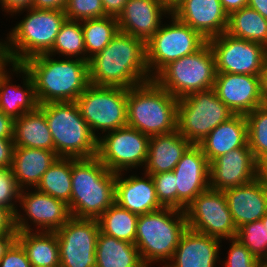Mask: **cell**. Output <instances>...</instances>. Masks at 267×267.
Returning a JSON list of instances; mask_svg holds the SVG:
<instances>
[{
  "mask_svg": "<svg viewBox=\"0 0 267 267\" xmlns=\"http://www.w3.org/2000/svg\"><path fill=\"white\" fill-rule=\"evenodd\" d=\"M149 140L150 136L127 125L98 138L96 157L114 173L145 166Z\"/></svg>",
  "mask_w": 267,
  "mask_h": 267,
  "instance_id": "obj_12",
  "label": "cell"
},
{
  "mask_svg": "<svg viewBox=\"0 0 267 267\" xmlns=\"http://www.w3.org/2000/svg\"><path fill=\"white\" fill-rule=\"evenodd\" d=\"M90 84L129 89L151 81L146 43L119 31L110 43L88 60Z\"/></svg>",
  "mask_w": 267,
  "mask_h": 267,
  "instance_id": "obj_1",
  "label": "cell"
},
{
  "mask_svg": "<svg viewBox=\"0 0 267 267\" xmlns=\"http://www.w3.org/2000/svg\"><path fill=\"white\" fill-rule=\"evenodd\" d=\"M198 145L208 163L234 149L249 147L246 115H234L219 124Z\"/></svg>",
  "mask_w": 267,
  "mask_h": 267,
  "instance_id": "obj_26",
  "label": "cell"
},
{
  "mask_svg": "<svg viewBox=\"0 0 267 267\" xmlns=\"http://www.w3.org/2000/svg\"><path fill=\"white\" fill-rule=\"evenodd\" d=\"M233 222L238 229L261 220L267 213V187L258 179L223 191Z\"/></svg>",
  "mask_w": 267,
  "mask_h": 267,
  "instance_id": "obj_23",
  "label": "cell"
},
{
  "mask_svg": "<svg viewBox=\"0 0 267 267\" xmlns=\"http://www.w3.org/2000/svg\"><path fill=\"white\" fill-rule=\"evenodd\" d=\"M214 90L235 115H247L263 105L260 97V76L216 73Z\"/></svg>",
  "mask_w": 267,
  "mask_h": 267,
  "instance_id": "obj_19",
  "label": "cell"
},
{
  "mask_svg": "<svg viewBox=\"0 0 267 267\" xmlns=\"http://www.w3.org/2000/svg\"><path fill=\"white\" fill-rule=\"evenodd\" d=\"M81 25L87 61L105 48L119 32L118 20L111 16L83 20Z\"/></svg>",
  "mask_w": 267,
  "mask_h": 267,
  "instance_id": "obj_35",
  "label": "cell"
},
{
  "mask_svg": "<svg viewBox=\"0 0 267 267\" xmlns=\"http://www.w3.org/2000/svg\"><path fill=\"white\" fill-rule=\"evenodd\" d=\"M36 189L69 205L72 191L71 158L59 157L55 160L42 176Z\"/></svg>",
  "mask_w": 267,
  "mask_h": 267,
  "instance_id": "obj_34",
  "label": "cell"
},
{
  "mask_svg": "<svg viewBox=\"0 0 267 267\" xmlns=\"http://www.w3.org/2000/svg\"><path fill=\"white\" fill-rule=\"evenodd\" d=\"M122 172L116 173L115 202L137 215L147 214L162 208L158 202L151 175H131L123 179Z\"/></svg>",
  "mask_w": 267,
  "mask_h": 267,
  "instance_id": "obj_24",
  "label": "cell"
},
{
  "mask_svg": "<svg viewBox=\"0 0 267 267\" xmlns=\"http://www.w3.org/2000/svg\"><path fill=\"white\" fill-rule=\"evenodd\" d=\"M115 180L97 157L71 158V217L98 219L115 202Z\"/></svg>",
  "mask_w": 267,
  "mask_h": 267,
  "instance_id": "obj_3",
  "label": "cell"
},
{
  "mask_svg": "<svg viewBox=\"0 0 267 267\" xmlns=\"http://www.w3.org/2000/svg\"><path fill=\"white\" fill-rule=\"evenodd\" d=\"M247 6L258 11L267 19V0H249Z\"/></svg>",
  "mask_w": 267,
  "mask_h": 267,
  "instance_id": "obj_54",
  "label": "cell"
},
{
  "mask_svg": "<svg viewBox=\"0 0 267 267\" xmlns=\"http://www.w3.org/2000/svg\"><path fill=\"white\" fill-rule=\"evenodd\" d=\"M11 64L7 54V44L0 41V73Z\"/></svg>",
  "mask_w": 267,
  "mask_h": 267,
  "instance_id": "obj_55",
  "label": "cell"
},
{
  "mask_svg": "<svg viewBox=\"0 0 267 267\" xmlns=\"http://www.w3.org/2000/svg\"><path fill=\"white\" fill-rule=\"evenodd\" d=\"M14 120L0 110V138L13 139Z\"/></svg>",
  "mask_w": 267,
  "mask_h": 267,
  "instance_id": "obj_49",
  "label": "cell"
},
{
  "mask_svg": "<svg viewBox=\"0 0 267 267\" xmlns=\"http://www.w3.org/2000/svg\"><path fill=\"white\" fill-rule=\"evenodd\" d=\"M68 58L86 60V48L81 21L65 20L56 36L52 50L48 53Z\"/></svg>",
  "mask_w": 267,
  "mask_h": 267,
  "instance_id": "obj_36",
  "label": "cell"
},
{
  "mask_svg": "<svg viewBox=\"0 0 267 267\" xmlns=\"http://www.w3.org/2000/svg\"><path fill=\"white\" fill-rule=\"evenodd\" d=\"M65 15L74 21L106 17L101 0H68Z\"/></svg>",
  "mask_w": 267,
  "mask_h": 267,
  "instance_id": "obj_39",
  "label": "cell"
},
{
  "mask_svg": "<svg viewBox=\"0 0 267 267\" xmlns=\"http://www.w3.org/2000/svg\"><path fill=\"white\" fill-rule=\"evenodd\" d=\"M249 0H220L224 11L230 15L236 10H240L248 5Z\"/></svg>",
  "mask_w": 267,
  "mask_h": 267,
  "instance_id": "obj_50",
  "label": "cell"
},
{
  "mask_svg": "<svg viewBox=\"0 0 267 267\" xmlns=\"http://www.w3.org/2000/svg\"><path fill=\"white\" fill-rule=\"evenodd\" d=\"M13 142L15 147L54 151L46 116L39 108L14 120Z\"/></svg>",
  "mask_w": 267,
  "mask_h": 267,
  "instance_id": "obj_29",
  "label": "cell"
},
{
  "mask_svg": "<svg viewBox=\"0 0 267 267\" xmlns=\"http://www.w3.org/2000/svg\"><path fill=\"white\" fill-rule=\"evenodd\" d=\"M9 32L6 39L7 54L11 63L22 64L34 56L48 54L53 47L61 25L66 20L65 11L29 9Z\"/></svg>",
  "mask_w": 267,
  "mask_h": 267,
  "instance_id": "obj_7",
  "label": "cell"
},
{
  "mask_svg": "<svg viewBox=\"0 0 267 267\" xmlns=\"http://www.w3.org/2000/svg\"><path fill=\"white\" fill-rule=\"evenodd\" d=\"M177 188V209L184 211L193 199L209 187V163L198 144H191L173 169Z\"/></svg>",
  "mask_w": 267,
  "mask_h": 267,
  "instance_id": "obj_17",
  "label": "cell"
},
{
  "mask_svg": "<svg viewBox=\"0 0 267 267\" xmlns=\"http://www.w3.org/2000/svg\"><path fill=\"white\" fill-rule=\"evenodd\" d=\"M2 11L9 14L21 13L22 11L32 9L33 0H0Z\"/></svg>",
  "mask_w": 267,
  "mask_h": 267,
  "instance_id": "obj_46",
  "label": "cell"
},
{
  "mask_svg": "<svg viewBox=\"0 0 267 267\" xmlns=\"http://www.w3.org/2000/svg\"><path fill=\"white\" fill-rule=\"evenodd\" d=\"M246 118L248 146L258 162L267 156V105L257 107Z\"/></svg>",
  "mask_w": 267,
  "mask_h": 267,
  "instance_id": "obj_37",
  "label": "cell"
},
{
  "mask_svg": "<svg viewBox=\"0 0 267 267\" xmlns=\"http://www.w3.org/2000/svg\"><path fill=\"white\" fill-rule=\"evenodd\" d=\"M26 190L29 189H21L19 198V207L24 210L25 216L18 212L15 214L17 232L34 231L27 220L37 226L36 231L56 232L71 218L68 205L62 200L42 193L36 188L30 193Z\"/></svg>",
  "mask_w": 267,
  "mask_h": 267,
  "instance_id": "obj_16",
  "label": "cell"
},
{
  "mask_svg": "<svg viewBox=\"0 0 267 267\" xmlns=\"http://www.w3.org/2000/svg\"><path fill=\"white\" fill-rule=\"evenodd\" d=\"M17 241L32 267H60L59 245L55 232H17Z\"/></svg>",
  "mask_w": 267,
  "mask_h": 267,
  "instance_id": "obj_30",
  "label": "cell"
},
{
  "mask_svg": "<svg viewBox=\"0 0 267 267\" xmlns=\"http://www.w3.org/2000/svg\"><path fill=\"white\" fill-rule=\"evenodd\" d=\"M257 267H267V261L261 262Z\"/></svg>",
  "mask_w": 267,
  "mask_h": 267,
  "instance_id": "obj_58",
  "label": "cell"
},
{
  "mask_svg": "<svg viewBox=\"0 0 267 267\" xmlns=\"http://www.w3.org/2000/svg\"><path fill=\"white\" fill-rule=\"evenodd\" d=\"M0 267H32L27 254L16 240L0 260Z\"/></svg>",
  "mask_w": 267,
  "mask_h": 267,
  "instance_id": "obj_43",
  "label": "cell"
},
{
  "mask_svg": "<svg viewBox=\"0 0 267 267\" xmlns=\"http://www.w3.org/2000/svg\"><path fill=\"white\" fill-rule=\"evenodd\" d=\"M214 56L216 73L260 76L266 63V47L222 33L208 40Z\"/></svg>",
  "mask_w": 267,
  "mask_h": 267,
  "instance_id": "obj_14",
  "label": "cell"
},
{
  "mask_svg": "<svg viewBox=\"0 0 267 267\" xmlns=\"http://www.w3.org/2000/svg\"><path fill=\"white\" fill-rule=\"evenodd\" d=\"M38 108L46 116L54 151L59 157H96L98 139L92 134L75 101L45 103Z\"/></svg>",
  "mask_w": 267,
  "mask_h": 267,
  "instance_id": "obj_6",
  "label": "cell"
},
{
  "mask_svg": "<svg viewBox=\"0 0 267 267\" xmlns=\"http://www.w3.org/2000/svg\"><path fill=\"white\" fill-rule=\"evenodd\" d=\"M258 162L250 147H240L209 163V187L224 191L257 178Z\"/></svg>",
  "mask_w": 267,
  "mask_h": 267,
  "instance_id": "obj_18",
  "label": "cell"
},
{
  "mask_svg": "<svg viewBox=\"0 0 267 267\" xmlns=\"http://www.w3.org/2000/svg\"><path fill=\"white\" fill-rule=\"evenodd\" d=\"M183 0H160L162 5L172 13Z\"/></svg>",
  "mask_w": 267,
  "mask_h": 267,
  "instance_id": "obj_56",
  "label": "cell"
},
{
  "mask_svg": "<svg viewBox=\"0 0 267 267\" xmlns=\"http://www.w3.org/2000/svg\"><path fill=\"white\" fill-rule=\"evenodd\" d=\"M171 14L207 41L225 33L228 28L229 15L220 0H183Z\"/></svg>",
  "mask_w": 267,
  "mask_h": 267,
  "instance_id": "obj_20",
  "label": "cell"
},
{
  "mask_svg": "<svg viewBox=\"0 0 267 267\" xmlns=\"http://www.w3.org/2000/svg\"><path fill=\"white\" fill-rule=\"evenodd\" d=\"M128 89L90 84L75 100L80 114L98 139L96 130L111 132L127 126Z\"/></svg>",
  "mask_w": 267,
  "mask_h": 267,
  "instance_id": "obj_10",
  "label": "cell"
},
{
  "mask_svg": "<svg viewBox=\"0 0 267 267\" xmlns=\"http://www.w3.org/2000/svg\"><path fill=\"white\" fill-rule=\"evenodd\" d=\"M215 56L208 41L195 53L166 65L153 80L176 98L214 88Z\"/></svg>",
  "mask_w": 267,
  "mask_h": 267,
  "instance_id": "obj_8",
  "label": "cell"
},
{
  "mask_svg": "<svg viewBox=\"0 0 267 267\" xmlns=\"http://www.w3.org/2000/svg\"><path fill=\"white\" fill-rule=\"evenodd\" d=\"M167 14L171 13L160 0H128L117 17L119 31L146 43L162 25V15Z\"/></svg>",
  "mask_w": 267,
  "mask_h": 267,
  "instance_id": "obj_21",
  "label": "cell"
},
{
  "mask_svg": "<svg viewBox=\"0 0 267 267\" xmlns=\"http://www.w3.org/2000/svg\"><path fill=\"white\" fill-rule=\"evenodd\" d=\"M14 148L13 139L0 138V168L12 166Z\"/></svg>",
  "mask_w": 267,
  "mask_h": 267,
  "instance_id": "obj_44",
  "label": "cell"
},
{
  "mask_svg": "<svg viewBox=\"0 0 267 267\" xmlns=\"http://www.w3.org/2000/svg\"><path fill=\"white\" fill-rule=\"evenodd\" d=\"M96 267H146L135 244L99 232Z\"/></svg>",
  "mask_w": 267,
  "mask_h": 267,
  "instance_id": "obj_31",
  "label": "cell"
},
{
  "mask_svg": "<svg viewBox=\"0 0 267 267\" xmlns=\"http://www.w3.org/2000/svg\"><path fill=\"white\" fill-rule=\"evenodd\" d=\"M260 97L263 105H267V61L260 73Z\"/></svg>",
  "mask_w": 267,
  "mask_h": 267,
  "instance_id": "obj_52",
  "label": "cell"
},
{
  "mask_svg": "<svg viewBox=\"0 0 267 267\" xmlns=\"http://www.w3.org/2000/svg\"><path fill=\"white\" fill-rule=\"evenodd\" d=\"M10 66L12 72L22 74L23 87L13 85L10 82L12 78L7 72V68H5L0 73V110L3 114L15 120L27 112L35 111L39 104L33 80L28 71L21 64L11 63Z\"/></svg>",
  "mask_w": 267,
  "mask_h": 267,
  "instance_id": "obj_25",
  "label": "cell"
},
{
  "mask_svg": "<svg viewBox=\"0 0 267 267\" xmlns=\"http://www.w3.org/2000/svg\"><path fill=\"white\" fill-rule=\"evenodd\" d=\"M138 217L114 202L97 220L101 233L135 244Z\"/></svg>",
  "mask_w": 267,
  "mask_h": 267,
  "instance_id": "obj_33",
  "label": "cell"
},
{
  "mask_svg": "<svg viewBox=\"0 0 267 267\" xmlns=\"http://www.w3.org/2000/svg\"><path fill=\"white\" fill-rule=\"evenodd\" d=\"M21 65L34 83L39 105L75 101L90 85L88 61L54 59L50 54L29 58Z\"/></svg>",
  "mask_w": 267,
  "mask_h": 267,
  "instance_id": "obj_2",
  "label": "cell"
},
{
  "mask_svg": "<svg viewBox=\"0 0 267 267\" xmlns=\"http://www.w3.org/2000/svg\"><path fill=\"white\" fill-rule=\"evenodd\" d=\"M106 16L117 18L128 0H101Z\"/></svg>",
  "mask_w": 267,
  "mask_h": 267,
  "instance_id": "obj_47",
  "label": "cell"
},
{
  "mask_svg": "<svg viewBox=\"0 0 267 267\" xmlns=\"http://www.w3.org/2000/svg\"><path fill=\"white\" fill-rule=\"evenodd\" d=\"M226 33L238 39L260 43L267 48V19L248 6L228 16Z\"/></svg>",
  "mask_w": 267,
  "mask_h": 267,
  "instance_id": "obj_32",
  "label": "cell"
},
{
  "mask_svg": "<svg viewBox=\"0 0 267 267\" xmlns=\"http://www.w3.org/2000/svg\"><path fill=\"white\" fill-rule=\"evenodd\" d=\"M236 238L261 262L267 261V228L262 220L239 227Z\"/></svg>",
  "mask_w": 267,
  "mask_h": 267,
  "instance_id": "obj_38",
  "label": "cell"
},
{
  "mask_svg": "<svg viewBox=\"0 0 267 267\" xmlns=\"http://www.w3.org/2000/svg\"><path fill=\"white\" fill-rule=\"evenodd\" d=\"M187 228L185 211L178 209L162 207L139 215L135 245L143 264L150 267L151 263L162 261L165 266Z\"/></svg>",
  "mask_w": 267,
  "mask_h": 267,
  "instance_id": "obj_5",
  "label": "cell"
},
{
  "mask_svg": "<svg viewBox=\"0 0 267 267\" xmlns=\"http://www.w3.org/2000/svg\"><path fill=\"white\" fill-rule=\"evenodd\" d=\"M235 114L218 98L214 88L179 98L177 130L191 144H199L219 124Z\"/></svg>",
  "mask_w": 267,
  "mask_h": 267,
  "instance_id": "obj_9",
  "label": "cell"
},
{
  "mask_svg": "<svg viewBox=\"0 0 267 267\" xmlns=\"http://www.w3.org/2000/svg\"><path fill=\"white\" fill-rule=\"evenodd\" d=\"M188 228L218 239L236 238L237 228L223 191L208 189L186 207Z\"/></svg>",
  "mask_w": 267,
  "mask_h": 267,
  "instance_id": "obj_13",
  "label": "cell"
},
{
  "mask_svg": "<svg viewBox=\"0 0 267 267\" xmlns=\"http://www.w3.org/2000/svg\"><path fill=\"white\" fill-rule=\"evenodd\" d=\"M257 178L267 187V156L258 161Z\"/></svg>",
  "mask_w": 267,
  "mask_h": 267,
  "instance_id": "obj_53",
  "label": "cell"
},
{
  "mask_svg": "<svg viewBox=\"0 0 267 267\" xmlns=\"http://www.w3.org/2000/svg\"><path fill=\"white\" fill-rule=\"evenodd\" d=\"M261 220L264 223V225H266L267 228V213L261 218Z\"/></svg>",
  "mask_w": 267,
  "mask_h": 267,
  "instance_id": "obj_57",
  "label": "cell"
},
{
  "mask_svg": "<svg viewBox=\"0 0 267 267\" xmlns=\"http://www.w3.org/2000/svg\"><path fill=\"white\" fill-rule=\"evenodd\" d=\"M191 143L178 130L154 135L149 140V150L145 166L146 174L152 175L173 171Z\"/></svg>",
  "mask_w": 267,
  "mask_h": 267,
  "instance_id": "obj_27",
  "label": "cell"
},
{
  "mask_svg": "<svg viewBox=\"0 0 267 267\" xmlns=\"http://www.w3.org/2000/svg\"><path fill=\"white\" fill-rule=\"evenodd\" d=\"M169 16L172 19L170 25L162 24L146 42V62L151 79L169 63L195 53L207 42L173 14Z\"/></svg>",
  "mask_w": 267,
  "mask_h": 267,
  "instance_id": "obj_11",
  "label": "cell"
},
{
  "mask_svg": "<svg viewBox=\"0 0 267 267\" xmlns=\"http://www.w3.org/2000/svg\"><path fill=\"white\" fill-rule=\"evenodd\" d=\"M230 249L226 260L222 262L225 267H257L261 261L237 238L229 239Z\"/></svg>",
  "mask_w": 267,
  "mask_h": 267,
  "instance_id": "obj_42",
  "label": "cell"
},
{
  "mask_svg": "<svg viewBox=\"0 0 267 267\" xmlns=\"http://www.w3.org/2000/svg\"><path fill=\"white\" fill-rule=\"evenodd\" d=\"M97 219L71 217L55 233L60 267H96Z\"/></svg>",
  "mask_w": 267,
  "mask_h": 267,
  "instance_id": "obj_15",
  "label": "cell"
},
{
  "mask_svg": "<svg viewBox=\"0 0 267 267\" xmlns=\"http://www.w3.org/2000/svg\"><path fill=\"white\" fill-rule=\"evenodd\" d=\"M68 0H33L32 8L65 11Z\"/></svg>",
  "mask_w": 267,
  "mask_h": 267,
  "instance_id": "obj_48",
  "label": "cell"
},
{
  "mask_svg": "<svg viewBox=\"0 0 267 267\" xmlns=\"http://www.w3.org/2000/svg\"><path fill=\"white\" fill-rule=\"evenodd\" d=\"M17 240V234L0 235V260L4 257L9 247Z\"/></svg>",
  "mask_w": 267,
  "mask_h": 267,
  "instance_id": "obj_51",
  "label": "cell"
},
{
  "mask_svg": "<svg viewBox=\"0 0 267 267\" xmlns=\"http://www.w3.org/2000/svg\"><path fill=\"white\" fill-rule=\"evenodd\" d=\"M20 192L21 188L13 175L12 168H0V206L10 210L15 215L19 212L15 204L19 202Z\"/></svg>",
  "mask_w": 267,
  "mask_h": 267,
  "instance_id": "obj_40",
  "label": "cell"
},
{
  "mask_svg": "<svg viewBox=\"0 0 267 267\" xmlns=\"http://www.w3.org/2000/svg\"><path fill=\"white\" fill-rule=\"evenodd\" d=\"M221 241L187 228L172 259L163 267H216Z\"/></svg>",
  "mask_w": 267,
  "mask_h": 267,
  "instance_id": "obj_22",
  "label": "cell"
},
{
  "mask_svg": "<svg viewBox=\"0 0 267 267\" xmlns=\"http://www.w3.org/2000/svg\"><path fill=\"white\" fill-rule=\"evenodd\" d=\"M158 202L162 207L177 209V188L173 171L152 174Z\"/></svg>",
  "mask_w": 267,
  "mask_h": 267,
  "instance_id": "obj_41",
  "label": "cell"
},
{
  "mask_svg": "<svg viewBox=\"0 0 267 267\" xmlns=\"http://www.w3.org/2000/svg\"><path fill=\"white\" fill-rule=\"evenodd\" d=\"M17 234L15 215L3 206H0V235Z\"/></svg>",
  "mask_w": 267,
  "mask_h": 267,
  "instance_id": "obj_45",
  "label": "cell"
},
{
  "mask_svg": "<svg viewBox=\"0 0 267 267\" xmlns=\"http://www.w3.org/2000/svg\"><path fill=\"white\" fill-rule=\"evenodd\" d=\"M179 99L153 79L128 89L127 125L148 136L177 130Z\"/></svg>",
  "mask_w": 267,
  "mask_h": 267,
  "instance_id": "obj_4",
  "label": "cell"
},
{
  "mask_svg": "<svg viewBox=\"0 0 267 267\" xmlns=\"http://www.w3.org/2000/svg\"><path fill=\"white\" fill-rule=\"evenodd\" d=\"M59 156L55 151L15 147L12 161L13 175L21 189H31L40 183L42 176Z\"/></svg>",
  "mask_w": 267,
  "mask_h": 267,
  "instance_id": "obj_28",
  "label": "cell"
}]
</instances>
